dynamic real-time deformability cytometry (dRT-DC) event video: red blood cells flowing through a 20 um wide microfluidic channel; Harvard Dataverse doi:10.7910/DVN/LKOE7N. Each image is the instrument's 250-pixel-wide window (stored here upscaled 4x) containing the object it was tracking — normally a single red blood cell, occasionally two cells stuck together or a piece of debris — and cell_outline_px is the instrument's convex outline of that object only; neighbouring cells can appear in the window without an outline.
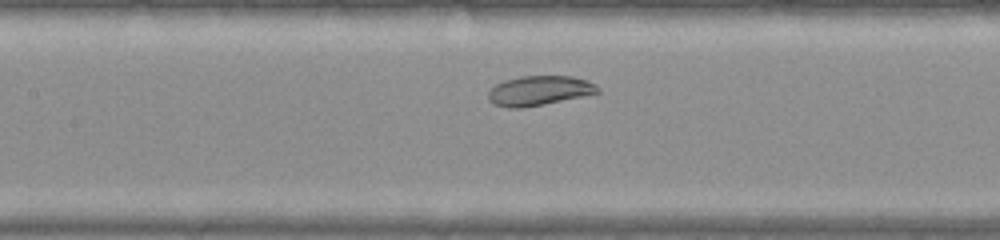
{"species": "common noctule bat (a hibernating species)", "species_latin": "Nyctalus noctula", "temperature_condition": "warm", "stored_images_in_passage": 32, "camera_frame_rate_fps": 3000, "um_per_image_px": 0.085, "animal": {"sex": "female", "body_mass_g": 22.0, "forearm_length_mm": 56.7}, "frame": {"image": 1, "passage_image": 12, "time_ms": 3.667, "image_size_px": [1000, 240], "cell_outline_px": [[600, 92], [544, 104], [520, 108], [508, 108], [492, 104], [488, 100], [488, 92], [496, 84], [504, 80], [520, 76], [572, 76], [588, 80], [596, 84], [600, 88]], "centroid_in_image_um": [45.82, 7.7], "position_along_channel_um": 161.6, "area_um2": 18.96}}
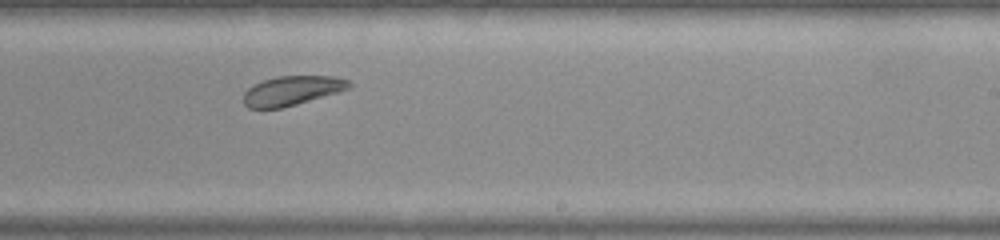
{"frame": {"image": 2, "passage_image": 20, "time_ms": 6.333, "image_size_px": [1000, 240], "cell_outline_px": [[352, 88], [340, 92], [296, 104], [280, 108], [248, 108], [244, 104], [244, 92], [248, 88], [264, 80], [276, 76], [336, 76], [348, 80], [352, 84]], "centroid_in_image_um": [24.87, 7.7], "position_along_channel_um": 264.1, "area_um2": 18.09}}
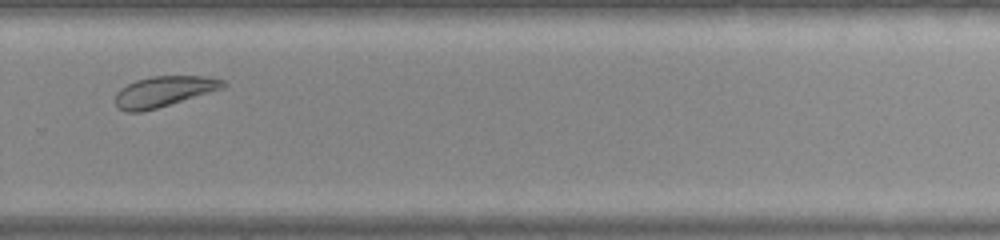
{"frame": {"image": 3, "passage_image": 24, "time_ms": 7.667, "image_size_px": [1000, 240], "cell_outline_px": [[228, 84], [224, 88], [156, 108], [140, 112], [128, 112], [120, 108], [116, 104], [116, 92], [120, 88], [136, 80], [152, 76], [204, 76], [224, 80]], "centroid_in_image_um": [13.94, 7.76], "position_along_channel_um": 315.9, "area_um2": 18.96}, "authors_computed_cell_mechanics": {"area_um2": 19.5364, "velocity_mm_per_s": 3.8673, "shape_relaxation_time_tau1_ms": 2.32, "shape_relaxation_time_tau2_ms": null, "deformation_change_tau1": 0.0358, "deformation_change_tau2": null}}